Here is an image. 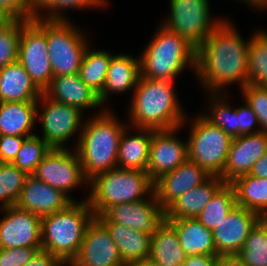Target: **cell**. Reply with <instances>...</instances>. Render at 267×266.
Instances as JSON below:
<instances>
[{
  "instance_id": "18",
  "label": "cell",
  "mask_w": 267,
  "mask_h": 266,
  "mask_svg": "<svg viewBox=\"0 0 267 266\" xmlns=\"http://www.w3.org/2000/svg\"><path fill=\"white\" fill-rule=\"evenodd\" d=\"M267 152V134L258 132L233 138L223 168L222 179L231 183L250 173L254 163Z\"/></svg>"
},
{
  "instance_id": "32",
  "label": "cell",
  "mask_w": 267,
  "mask_h": 266,
  "mask_svg": "<svg viewBox=\"0 0 267 266\" xmlns=\"http://www.w3.org/2000/svg\"><path fill=\"white\" fill-rule=\"evenodd\" d=\"M113 55L107 50L91 49L89 45L83 55L78 76L98 95L103 91L109 63Z\"/></svg>"
},
{
  "instance_id": "8",
  "label": "cell",
  "mask_w": 267,
  "mask_h": 266,
  "mask_svg": "<svg viewBox=\"0 0 267 266\" xmlns=\"http://www.w3.org/2000/svg\"><path fill=\"white\" fill-rule=\"evenodd\" d=\"M73 21L46 20V40L53 77L78 73L88 37ZM76 26V27H75Z\"/></svg>"
},
{
  "instance_id": "35",
  "label": "cell",
  "mask_w": 267,
  "mask_h": 266,
  "mask_svg": "<svg viewBox=\"0 0 267 266\" xmlns=\"http://www.w3.org/2000/svg\"><path fill=\"white\" fill-rule=\"evenodd\" d=\"M211 99L202 115L213 125L222 128L232 139L238 137L237 108L226 100L227 93H208ZM208 109V110H207ZM207 112V113H205Z\"/></svg>"
},
{
  "instance_id": "55",
  "label": "cell",
  "mask_w": 267,
  "mask_h": 266,
  "mask_svg": "<svg viewBox=\"0 0 267 266\" xmlns=\"http://www.w3.org/2000/svg\"><path fill=\"white\" fill-rule=\"evenodd\" d=\"M115 266H130V265H128V264H126V263H122V264L115 265Z\"/></svg>"
},
{
  "instance_id": "40",
  "label": "cell",
  "mask_w": 267,
  "mask_h": 266,
  "mask_svg": "<svg viewBox=\"0 0 267 266\" xmlns=\"http://www.w3.org/2000/svg\"><path fill=\"white\" fill-rule=\"evenodd\" d=\"M244 102L255 112L260 130L267 134V88L247 84L241 89Z\"/></svg>"
},
{
  "instance_id": "25",
  "label": "cell",
  "mask_w": 267,
  "mask_h": 266,
  "mask_svg": "<svg viewBox=\"0 0 267 266\" xmlns=\"http://www.w3.org/2000/svg\"><path fill=\"white\" fill-rule=\"evenodd\" d=\"M42 94L18 61L0 69V102L38 101Z\"/></svg>"
},
{
  "instance_id": "14",
  "label": "cell",
  "mask_w": 267,
  "mask_h": 266,
  "mask_svg": "<svg viewBox=\"0 0 267 266\" xmlns=\"http://www.w3.org/2000/svg\"><path fill=\"white\" fill-rule=\"evenodd\" d=\"M0 212V248L42 247L41 216L16 205Z\"/></svg>"
},
{
  "instance_id": "3",
  "label": "cell",
  "mask_w": 267,
  "mask_h": 266,
  "mask_svg": "<svg viewBox=\"0 0 267 266\" xmlns=\"http://www.w3.org/2000/svg\"><path fill=\"white\" fill-rule=\"evenodd\" d=\"M109 109L104 108L85 119L75 148L88 180L117 167L119 142L128 123L121 122L115 111Z\"/></svg>"
},
{
  "instance_id": "2",
  "label": "cell",
  "mask_w": 267,
  "mask_h": 266,
  "mask_svg": "<svg viewBox=\"0 0 267 266\" xmlns=\"http://www.w3.org/2000/svg\"><path fill=\"white\" fill-rule=\"evenodd\" d=\"M175 82L139 77L131 93L128 125L154 131L185 128L188 115L178 99Z\"/></svg>"
},
{
  "instance_id": "11",
  "label": "cell",
  "mask_w": 267,
  "mask_h": 266,
  "mask_svg": "<svg viewBox=\"0 0 267 266\" xmlns=\"http://www.w3.org/2000/svg\"><path fill=\"white\" fill-rule=\"evenodd\" d=\"M43 92L53 78L46 40V20H28L21 28L18 60Z\"/></svg>"
},
{
  "instance_id": "26",
  "label": "cell",
  "mask_w": 267,
  "mask_h": 266,
  "mask_svg": "<svg viewBox=\"0 0 267 266\" xmlns=\"http://www.w3.org/2000/svg\"><path fill=\"white\" fill-rule=\"evenodd\" d=\"M118 247L123 263L132 265L147 260L150 255L151 235L137 231L126 225L100 222Z\"/></svg>"
},
{
  "instance_id": "9",
  "label": "cell",
  "mask_w": 267,
  "mask_h": 266,
  "mask_svg": "<svg viewBox=\"0 0 267 266\" xmlns=\"http://www.w3.org/2000/svg\"><path fill=\"white\" fill-rule=\"evenodd\" d=\"M209 0H169L162 25L197 48L225 19L212 18Z\"/></svg>"
},
{
  "instance_id": "13",
  "label": "cell",
  "mask_w": 267,
  "mask_h": 266,
  "mask_svg": "<svg viewBox=\"0 0 267 266\" xmlns=\"http://www.w3.org/2000/svg\"><path fill=\"white\" fill-rule=\"evenodd\" d=\"M95 218L99 222L126 225L152 236L165 221V210L153 193L144 200L113 205Z\"/></svg>"
},
{
  "instance_id": "29",
  "label": "cell",
  "mask_w": 267,
  "mask_h": 266,
  "mask_svg": "<svg viewBox=\"0 0 267 266\" xmlns=\"http://www.w3.org/2000/svg\"><path fill=\"white\" fill-rule=\"evenodd\" d=\"M186 257L175 229L165 220L151 236L148 259L158 266H182Z\"/></svg>"
},
{
  "instance_id": "34",
  "label": "cell",
  "mask_w": 267,
  "mask_h": 266,
  "mask_svg": "<svg viewBox=\"0 0 267 266\" xmlns=\"http://www.w3.org/2000/svg\"><path fill=\"white\" fill-rule=\"evenodd\" d=\"M236 205L235 190L230 183H225L214 194L196 219L212 231L227 217Z\"/></svg>"
},
{
  "instance_id": "43",
  "label": "cell",
  "mask_w": 267,
  "mask_h": 266,
  "mask_svg": "<svg viewBox=\"0 0 267 266\" xmlns=\"http://www.w3.org/2000/svg\"><path fill=\"white\" fill-rule=\"evenodd\" d=\"M33 0H0V9L10 19L30 20Z\"/></svg>"
},
{
  "instance_id": "28",
  "label": "cell",
  "mask_w": 267,
  "mask_h": 266,
  "mask_svg": "<svg viewBox=\"0 0 267 266\" xmlns=\"http://www.w3.org/2000/svg\"><path fill=\"white\" fill-rule=\"evenodd\" d=\"M36 121L37 101L0 102V135L33 136Z\"/></svg>"
},
{
  "instance_id": "19",
  "label": "cell",
  "mask_w": 267,
  "mask_h": 266,
  "mask_svg": "<svg viewBox=\"0 0 267 266\" xmlns=\"http://www.w3.org/2000/svg\"><path fill=\"white\" fill-rule=\"evenodd\" d=\"M211 175L188 158L173 171L154 181V193L162 209L187 191L205 182Z\"/></svg>"
},
{
  "instance_id": "52",
  "label": "cell",
  "mask_w": 267,
  "mask_h": 266,
  "mask_svg": "<svg viewBox=\"0 0 267 266\" xmlns=\"http://www.w3.org/2000/svg\"><path fill=\"white\" fill-rule=\"evenodd\" d=\"M10 20V18L0 9V23H4Z\"/></svg>"
},
{
  "instance_id": "20",
  "label": "cell",
  "mask_w": 267,
  "mask_h": 266,
  "mask_svg": "<svg viewBox=\"0 0 267 266\" xmlns=\"http://www.w3.org/2000/svg\"><path fill=\"white\" fill-rule=\"evenodd\" d=\"M43 94L51 100L79 108L82 112L88 109L104 107L96 92L88 87L78 76V73L55 76Z\"/></svg>"
},
{
  "instance_id": "33",
  "label": "cell",
  "mask_w": 267,
  "mask_h": 266,
  "mask_svg": "<svg viewBox=\"0 0 267 266\" xmlns=\"http://www.w3.org/2000/svg\"><path fill=\"white\" fill-rule=\"evenodd\" d=\"M248 84L267 88V30L249 37Z\"/></svg>"
},
{
  "instance_id": "39",
  "label": "cell",
  "mask_w": 267,
  "mask_h": 266,
  "mask_svg": "<svg viewBox=\"0 0 267 266\" xmlns=\"http://www.w3.org/2000/svg\"><path fill=\"white\" fill-rule=\"evenodd\" d=\"M27 21L10 19L0 23V69L18 60L21 28Z\"/></svg>"
},
{
  "instance_id": "21",
  "label": "cell",
  "mask_w": 267,
  "mask_h": 266,
  "mask_svg": "<svg viewBox=\"0 0 267 266\" xmlns=\"http://www.w3.org/2000/svg\"><path fill=\"white\" fill-rule=\"evenodd\" d=\"M72 202L61 190L29 175L16 206L42 217L65 209Z\"/></svg>"
},
{
  "instance_id": "15",
  "label": "cell",
  "mask_w": 267,
  "mask_h": 266,
  "mask_svg": "<svg viewBox=\"0 0 267 266\" xmlns=\"http://www.w3.org/2000/svg\"><path fill=\"white\" fill-rule=\"evenodd\" d=\"M181 127L154 131L151 137L149 161L146 172L155 181L173 171L188 158L187 141L179 139Z\"/></svg>"
},
{
  "instance_id": "42",
  "label": "cell",
  "mask_w": 267,
  "mask_h": 266,
  "mask_svg": "<svg viewBox=\"0 0 267 266\" xmlns=\"http://www.w3.org/2000/svg\"><path fill=\"white\" fill-rule=\"evenodd\" d=\"M243 105L237 106L238 136L261 132L255 112L246 102Z\"/></svg>"
},
{
  "instance_id": "6",
  "label": "cell",
  "mask_w": 267,
  "mask_h": 266,
  "mask_svg": "<svg viewBox=\"0 0 267 266\" xmlns=\"http://www.w3.org/2000/svg\"><path fill=\"white\" fill-rule=\"evenodd\" d=\"M89 186L86 198L95 216L113 205L144 200L154 193V181L147 172L119 167L95 175Z\"/></svg>"
},
{
  "instance_id": "45",
  "label": "cell",
  "mask_w": 267,
  "mask_h": 266,
  "mask_svg": "<svg viewBox=\"0 0 267 266\" xmlns=\"http://www.w3.org/2000/svg\"><path fill=\"white\" fill-rule=\"evenodd\" d=\"M63 262L48 251L39 250L24 266H62Z\"/></svg>"
},
{
  "instance_id": "5",
  "label": "cell",
  "mask_w": 267,
  "mask_h": 266,
  "mask_svg": "<svg viewBox=\"0 0 267 266\" xmlns=\"http://www.w3.org/2000/svg\"><path fill=\"white\" fill-rule=\"evenodd\" d=\"M139 60L140 77L176 81L185 68L191 67L195 74L196 48L160 22Z\"/></svg>"
},
{
  "instance_id": "27",
  "label": "cell",
  "mask_w": 267,
  "mask_h": 266,
  "mask_svg": "<svg viewBox=\"0 0 267 266\" xmlns=\"http://www.w3.org/2000/svg\"><path fill=\"white\" fill-rule=\"evenodd\" d=\"M165 220L175 229L186 256H217L212 231L196 218Z\"/></svg>"
},
{
  "instance_id": "31",
  "label": "cell",
  "mask_w": 267,
  "mask_h": 266,
  "mask_svg": "<svg viewBox=\"0 0 267 266\" xmlns=\"http://www.w3.org/2000/svg\"><path fill=\"white\" fill-rule=\"evenodd\" d=\"M108 2L109 0H33L30 20L72 21L65 14L66 10L79 11L86 8L102 10V8L106 9Z\"/></svg>"
},
{
  "instance_id": "30",
  "label": "cell",
  "mask_w": 267,
  "mask_h": 266,
  "mask_svg": "<svg viewBox=\"0 0 267 266\" xmlns=\"http://www.w3.org/2000/svg\"><path fill=\"white\" fill-rule=\"evenodd\" d=\"M235 190L237 206L267 217V179L250 174L240 176L230 183Z\"/></svg>"
},
{
  "instance_id": "16",
  "label": "cell",
  "mask_w": 267,
  "mask_h": 266,
  "mask_svg": "<svg viewBox=\"0 0 267 266\" xmlns=\"http://www.w3.org/2000/svg\"><path fill=\"white\" fill-rule=\"evenodd\" d=\"M123 260L107 229L94 218L88 225L74 266H115Z\"/></svg>"
},
{
  "instance_id": "44",
  "label": "cell",
  "mask_w": 267,
  "mask_h": 266,
  "mask_svg": "<svg viewBox=\"0 0 267 266\" xmlns=\"http://www.w3.org/2000/svg\"><path fill=\"white\" fill-rule=\"evenodd\" d=\"M30 136L0 135V151L5 163H12L23 141Z\"/></svg>"
},
{
  "instance_id": "49",
  "label": "cell",
  "mask_w": 267,
  "mask_h": 266,
  "mask_svg": "<svg viewBox=\"0 0 267 266\" xmlns=\"http://www.w3.org/2000/svg\"><path fill=\"white\" fill-rule=\"evenodd\" d=\"M130 266H158V265L154 264L149 259H147V260H142L140 262L134 263Z\"/></svg>"
},
{
  "instance_id": "36",
  "label": "cell",
  "mask_w": 267,
  "mask_h": 266,
  "mask_svg": "<svg viewBox=\"0 0 267 266\" xmlns=\"http://www.w3.org/2000/svg\"><path fill=\"white\" fill-rule=\"evenodd\" d=\"M236 256L245 266H267V220L261 218Z\"/></svg>"
},
{
  "instance_id": "23",
  "label": "cell",
  "mask_w": 267,
  "mask_h": 266,
  "mask_svg": "<svg viewBox=\"0 0 267 266\" xmlns=\"http://www.w3.org/2000/svg\"><path fill=\"white\" fill-rule=\"evenodd\" d=\"M224 184L222 178L210 176L205 182L174 200L165 209V219L196 218Z\"/></svg>"
},
{
  "instance_id": "24",
  "label": "cell",
  "mask_w": 267,
  "mask_h": 266,
  "mask_svg": "<svg viewBox=\"0 0 267 266\" xmlns=\"http://www.w3.org/2000/svg\"><path fill=\"white\" fill-rule=\"evenodd\" d=\"M129 131L137 133L129 135ZM152 134L153 130L151 129L136 128L128 125L123 130L119 142L117 167L146 172Z\"/></svg>"
},
{
  "instance_id": "51",
  "label": "cell",
  "mask_w": 267,
  "mask_h": 266,
  "mask_svg": "<svg viewBox=\"0 0 267 266\" xmlns=\"http://www.w3.org/2000/svg\"><path fill=\"white\" fill-rule=\"evenodd\" d=\"M258 9H259V11H264V10L266 11V9H267V0H259V3L257 5L256 10H258Z\"/></svg>"
},
{
  "instance_id": "38",
  "label": "cell",
  "mask_w": 267,
  "mask_h": 266,
  "mask_svg": "<svg viewBox=\"0 0 267 266\" xmlns=\"http://www.w3.org/2000/svg\"><path fill=\"white\" fill-rule=\"evenodd\" d=\"M51 147L38 135L27 137L12 162L19 170L32 175Z\"/></svg>"
},
{
  "instance_id": "54",
  "label": "cell",
  "mask_w": 267,
  "mask_h": 266,
  "mask_svg": "<svg viewBox=\"0 0 267 266\" xmlns=\"http://www.w3.org/2000/svg\"><path fill=\"white\" fill-rule=\"evenodd\" d=\"M62 266H74V265L71 263H63Z\"/></svg>"
},
{
  "instance_id": "12",
  "label": "cell",
  "mask_w": 267,
  "mask_h": 266,
  "mask_svg": "<svg viewBox=\"0 0 267 266\" xmlns=\"http://www.w3.org/2000/svg\"><path fill=\"white\" fill-rule=\"evenodd\" d=\"M32 176L61 190L72 201L77 200L75 197H71V192L81 188L82 185H89V180L85 177L81 166L80 157L74 148L73 150L51 148Z\"/></svg>"
},
{
  "instance_id": "4",
  "label": "cell",
  "mask_w": 267,
  "mask_h": 266,
  "mask_svg": "<svg viewBox=\"0 0 267 266\" xmlns=\"http://www.w3.org/2000/svg\"><path fill=\"white\" fill-rule=\"evenodd\" d=\"M95 218L87 198L41 218L42 250L71 263L78 255L88 225Z\"/></svg>"
},
{
  "instance_id": "48",
  "label": "cell",
  "mask_w": 267,
  "mask_h": 266,
  "mask_svg": "<svg viewBox=\"0 0 267 266\" xmlns=\"http://www.w3.org/2000/svg\"><path fill=\"white\" fill-rule=\"evenodd\" d=\"M216 266H245L236 255L217 256Z\"/></svg>"
},
{
  "instance_id": "37",
  "label": "cell",
  "mask_w": 267,
  "mask_h": 266,
  "mask_svg": "<svg viewBox=\"0 0 267 266\" xmlns=\"http://www.w3.org/2000/svg\"><path fill=\"white\" fill-rule=\"evenodd\" d=\"M28 176L12 163L0 167V208L16 205Z\"/></svg>"
},
{
  "instance_id": "53",
  "label": "cell",
  "mask_w": 267,
  "mask_h": 266,
  "mask_svg": "<svg viewBox=\"0 0 267 266\" xmlns=\"http://www.w3.org/2000/svg\"><path fill=\"white\" fill-rule=\"evenodd\" d=\"M3 164H5V161H4V159H3L2 155H1V151H0V167H1Z\"/></svg>"
},
{
  "instance_id": "1",
  "label": "cell",
  "mask_w": 267,
  "mask_h": 266,
  "mask_svg": "<svg viewBox=\"0 0 267 266\" xmlns=\"http://www.w3.org/2000/svg\"><path fill=\"white\" fill-rule=\"evenodd\" d=\"M248 50L249 39L226 18L196 48L195 77L207 93H227L235 82L241 90L248 84Z\"/></svg>"
},
{
  "instance_id": "41",
  "label": "cell",
  "mask_w": 267,
  "mask_h": 266,
  "mask_svg": "<svg viewBox=\"0 0 267 266\" xmlns=\"http://www.w3.org/2000/svg\"><path fill=\"white\" fill-rule=\"evenodd\" d=\"M42 247L0 248V266H24Z\"/></svg>"
},
{
  "instance_id": "46",
  "label": "cell",
  "mask_w": 267,
  "mask_h": 266,
  "mask_svg": "<svg viewBox=\"0 0 267 266\" xmlns=\"http://www.w3.org/2000/svg\"><path fill=\"white\" fill-rule=\"evenodd\" d=\"M217 256H187L182 266H216Z\"/></svg>"
},
{
  "instance_id": "17",
  "label": "cell",
  "mask_w": 267,
  "mask_h": 266,
  "mask_svg": "<svg viewBox=\"0 0 267 266\" xmlns=\"http://www.w3.org/2000/svg\"><path fill=\"white\" fill-rule=\"evenodd\" d=\"M261 217L244 207L235 206L227 217L212 230L217 256L236 255Z\"/></svg>"
},
{
  "instance_id": "47",
  "label": "cell",
  "mask_w": 267,
  "mask_h": 266,
  "mask_svg": "<svg viewBox=\"0 0 267 266\" xmlns=\"http://www.w3.org/2000/svg\"><path fill=\"white\" fill-rule=\"evenodd\" d=\"M249 174L254 177L267 179V152L254 163Z\"/></svg>"
},
{
  "instance_id": "22",
  "label": "cell",
  "mask_w": 267,
  "mask_h": 266,
  "mask_svg": "<svg viewBox=\"0 0 267 266\" xmlns=\"http://www.w3.org/2000/svg\"><path fill=\"white\" fill-rule=\"evenodd\" d=\"M140 77V60L130 54H114L110 60L103 91L98 95L101 104L108 102L109 95L133 91Z\"/></svg>"
},
{
  "instance_id": "50",
  "label": "cell",
  "mask_w": 267,
  "mask_h": 266,
  "mask_svg": "<svg viewBox=\"0 0 267 266\" xmlns=\"http://www.w3.org/2000/svg\"><path fill=\"white\" fill-rule=\"evenodd\" d=\"M238 1L239 2L241 1L242 3H246L247 5L252 7L254 9V11L257 8V5L259 3V0H238Z\"/></svg>"
},
{
  "instance_id": "10",
  "label": "cell",
  "mask_w": 267,
  "mask_h": 266,
  "mask_svg": "<svg viewBox=\"0 0 267 266\" xmlns=\"http://www.w3.org/2000/svg\"><path fill=\"white\" fill-rule=\"evenodd\" d=\"M84 115L85 113L79 108L55 102L44 94L37 101V120H40L42 128L41 138L51 148H69L66 144L79 132L77 141L72 147L75 149L83 128Z\"/></svg>"
},
{
  "instance_id": "7",
  "label": "cell",
  "mask_w": 267,
  "mask_h": 266,
  "mask_svg": "<svg viewBox=\"0 0 267 266\" xmlns=\"http://www.w3.org/2000/svg\"><path fill=\"white\" fill-rule=\"evenodd\" d=\"M187 141L188 159L211 176L222 178L232 138L202 114L191 119Z\"/></svg>"
}]
</instances>
